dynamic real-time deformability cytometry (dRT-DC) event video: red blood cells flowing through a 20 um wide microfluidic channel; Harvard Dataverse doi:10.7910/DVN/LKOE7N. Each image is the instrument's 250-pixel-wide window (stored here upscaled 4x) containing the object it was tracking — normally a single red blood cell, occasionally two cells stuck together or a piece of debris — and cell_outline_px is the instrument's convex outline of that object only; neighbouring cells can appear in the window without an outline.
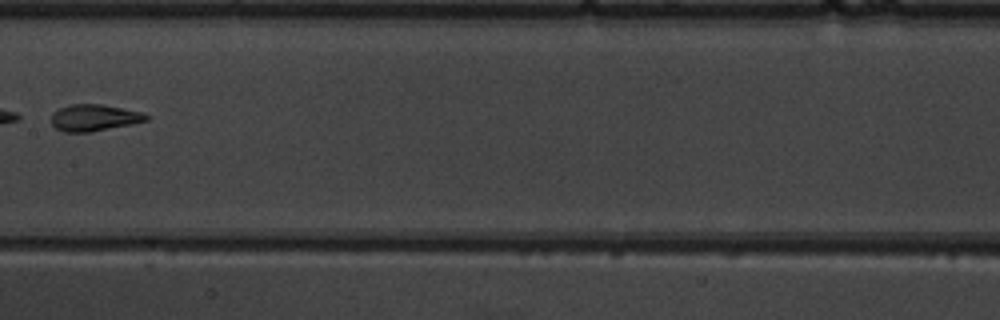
{"species": "common noctule bat (a hibernating species)", "species_latin": "Nyctalus noctula", "temperature_condition": "warm", "stored_images_in_passage": 7, "camera_frame_rate_fps": 3000, "um_per_image_px": 0.085, "animal": {"sex": "male", "body_mass_g": 19.5, "forearm_length_mm": 54.6}, "frame": {"image": 1, "passage_image": 7, "time_ms": 8.0, "image_size_px": [1000, 320], "cell_outline_px": [[148, 120], [132, 124], [92, 132], [64, 132], [56, 128], [52, 124], [52, 112], [68, 104], [100, 104], [140, 112], [148, 116]], "centroid_in_image_um": [7.96, 10.01], "position_along_channel_um": 199.4, "area_um2": 14.62}}